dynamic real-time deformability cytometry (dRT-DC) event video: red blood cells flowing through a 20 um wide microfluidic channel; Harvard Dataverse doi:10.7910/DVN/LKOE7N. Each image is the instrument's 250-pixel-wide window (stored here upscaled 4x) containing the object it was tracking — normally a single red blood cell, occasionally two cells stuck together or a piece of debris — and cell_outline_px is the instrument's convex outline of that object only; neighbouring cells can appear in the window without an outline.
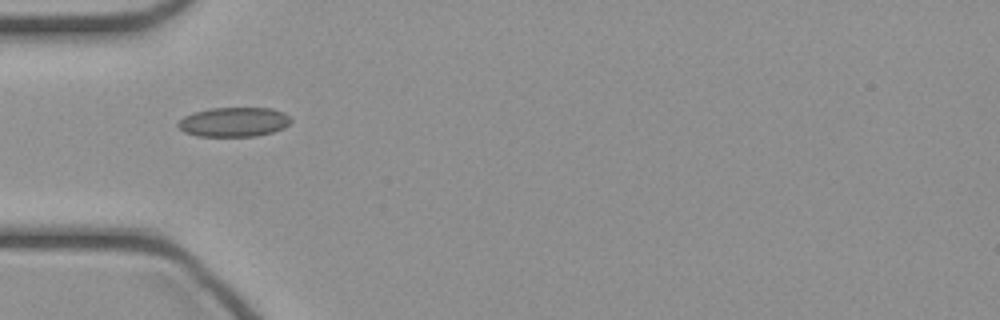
{"species": "common noctule bat (a hibernating species)", "species_latin": "Nyctalus noctula", "temperature_condition": "cold", "stored_images_in_passage": 33, "camera_frame_rate_fps": 3000, "um_per_image_px": 0.085, "animal": {"sex": "female", "body_mass_g": 21.9}, "frame": {"image": 1, "passage_image": 1, "time_ms": 0.0, "image_size_px": [1000, 320], "cell_outline_px": [[292, 120], [284, 128], [272, 132], [256, 136], [196, 136], [184, 132], [176, 124], [184, 116], [192, 112], [212, 108], [272, 108], [284, 112]], "centroid_in_image_um": [19.87, 10.36], "position_along_channel_um": 65.1, "area_um2": 19.42}}
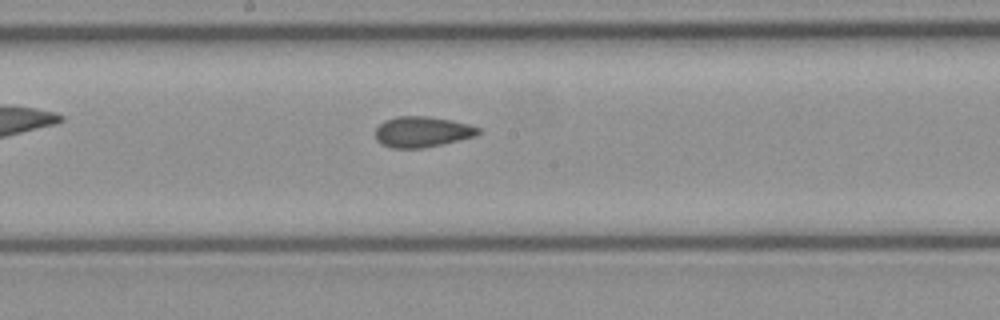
{"frame": {"image": 2, "passage_image": 11, "time_ms": 3.333, "image_size_px": [1000, 320], "cell_outline_px": [[480, 132], [476, 136], [424, 148], [392, 148], [380, 144], [376, 140], [376, 128], [384, 120], [396, 116], [428, 116], [452, 120], [468, 124], [480, 128]], "centroid_in_image_um": [35.86, 11.2], "position_along_channel_um": 212.3, "area_um2": 18.5}}
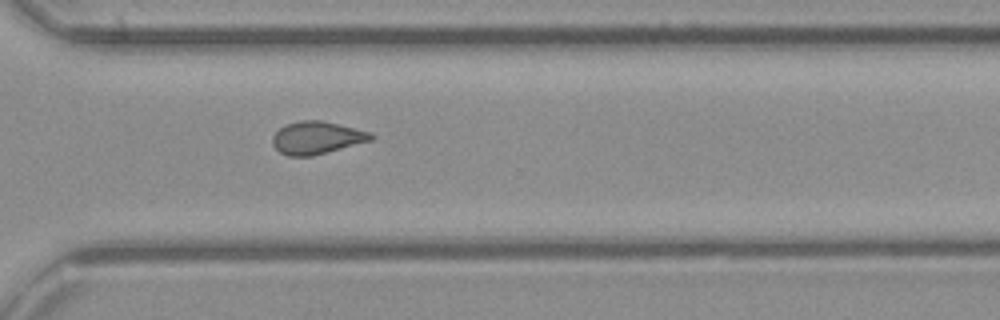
{"frame": {"image": 3, "passage_image": 20, "time_ms": 6.333, "image_size_px": [1000, 320], "cell_outline_px": [[376, 136], [372, 140], [312, 156], [288, 156], [280, 152], [272, 144], [272, 136], [280, 128], [288, 124], [300, 120], [320, 120], [372, 132]], "centroid_in_image_um": [26.94, 11.71], "position_along_channel_um": 343.7, "area_um2": 18.61}}